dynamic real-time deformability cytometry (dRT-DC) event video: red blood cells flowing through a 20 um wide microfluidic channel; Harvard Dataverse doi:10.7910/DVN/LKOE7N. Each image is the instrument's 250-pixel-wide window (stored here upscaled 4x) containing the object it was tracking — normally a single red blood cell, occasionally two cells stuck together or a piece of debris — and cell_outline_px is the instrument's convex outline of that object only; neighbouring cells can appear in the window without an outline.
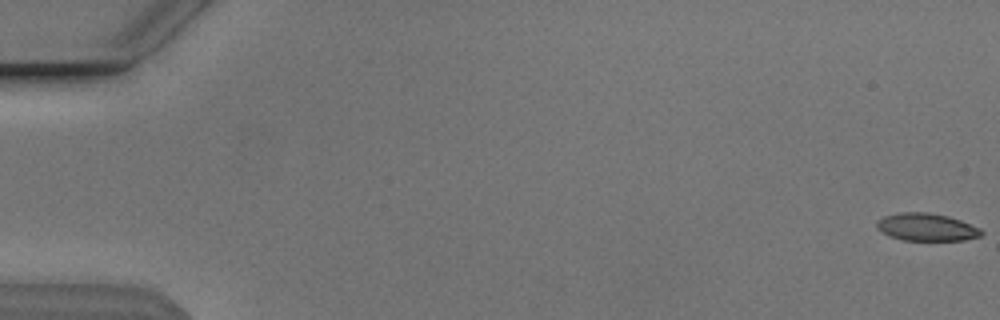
{"species": "Egyptian fruit bat (a non-hibernating species)", "species_latin": "Rousettus aegyptiacus", "temperature_condition": "cold", "stored_images_in_passage": 50, "camera_frame_rate_fps": 3000, "um_per_image_px": 0.085, "animal": {"sex": "male"}, "frame": {"image": 1, "passage_image": 1, "time_ms": 0.0, "image_size_px": [1000, 320], "cell_outline_px": [[984, 232], [980, 236], [964, 240], [904, 240], [892, 236], [876, 228], [876, 220], [884, 216], [900, 212], [928, 212], [948, 216], [960, 220], [980, 228]], "centroid_in_image_um": [78.76, 19.29], "position_along_channel_um": 6.2, "area_um2": 16.7}}
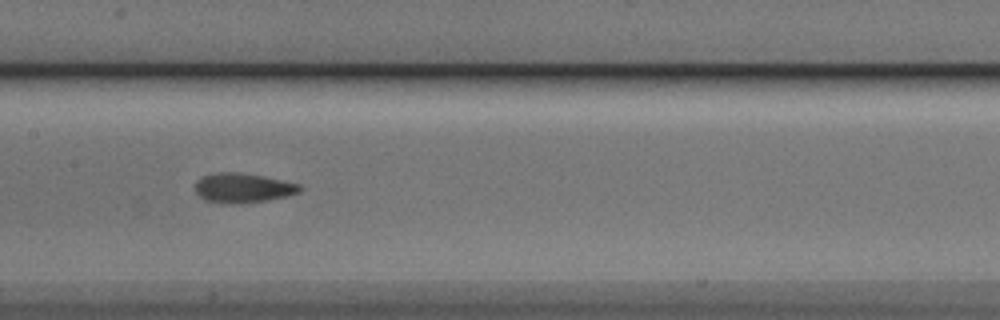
{"frame": {"image": 2, "passage_image": 28, "time_ms": 9.0, "image_size_px": [1000, 320], "cell_outline_px": [[304, 188], [300, 192], [288, 196], [268, 200], [236, 204], [220, 204], [204, 200], [196, 192], [196, 180], [204, 176], [216, 172], [240, 172], [264, 176], [300, 184]], "centroid_in_image_um": [20.66, 15.98], "position_along_channel_um": 186.7, "area_um2": 18.32}}
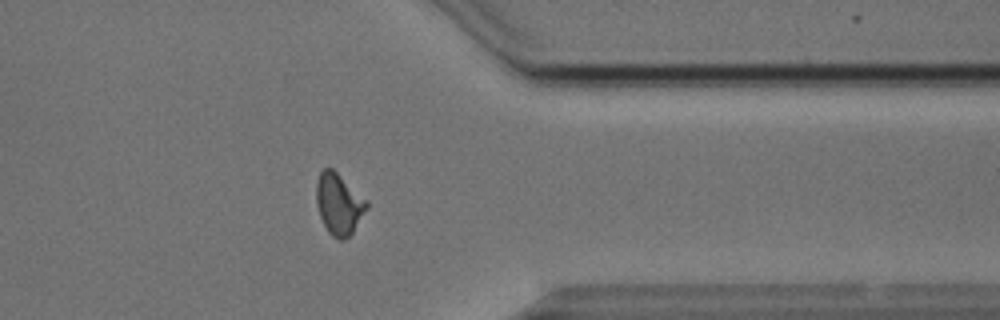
{"frame": {"image": 3, "passage_image": 44, "time_ms": 14.333, "image_size_px": [1000, 320], "cell_outline_px": [[368, 208], [352, 232], [344, 240], [336, 240], [328, 232], [320, 216], [316, 204], [316, 180], [320, 172], [324, 168], [332, 168], [368, 200]], "centroid_in_image_um": [28.8, 17.33], "position_along_channel_um": 382.6, "area_um2": 18.03}}